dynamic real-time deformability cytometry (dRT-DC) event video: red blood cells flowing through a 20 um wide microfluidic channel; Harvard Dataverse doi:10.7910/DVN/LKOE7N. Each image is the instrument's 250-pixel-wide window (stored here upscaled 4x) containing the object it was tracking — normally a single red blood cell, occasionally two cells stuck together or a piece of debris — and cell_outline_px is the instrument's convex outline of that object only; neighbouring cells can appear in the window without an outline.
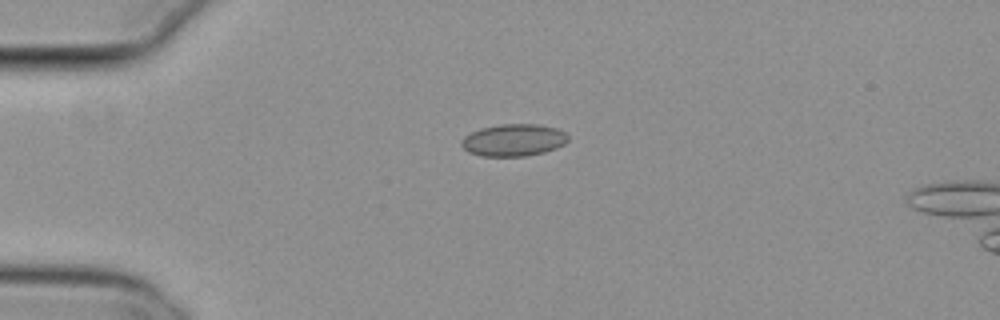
{"species": "common noctule bat (a hibernating species)", "species_latin": "Nyctalus noctula", "temperature_condition": "cold", "stored_images_in_passage": 42, "camera_frame_rate_fps": 3000, "um_per_image_px": 0.085, "animal": {"sex": "female", "body_mass_g": 29.2, "forearm_length_mm": 56.3}, "frame": {"image": 1, "passage_image": 1, "time_ms": 0.0, "image_size_px": [1000, 320], "cell_outline_px": [[568, 140], [564, 144], [556, 148], [544, 152], [524, 156], [480, 156], [468, 152], [460, 144], [460, 140], [464, 136], [480, 128], [500, 124], [540, 124], [556, 128], [564, 132], [568, 136]], "centroid_in_image_um": [43.63, 11.9], "position_along_channel_um": 41.4, "area_um2": 20.06}}
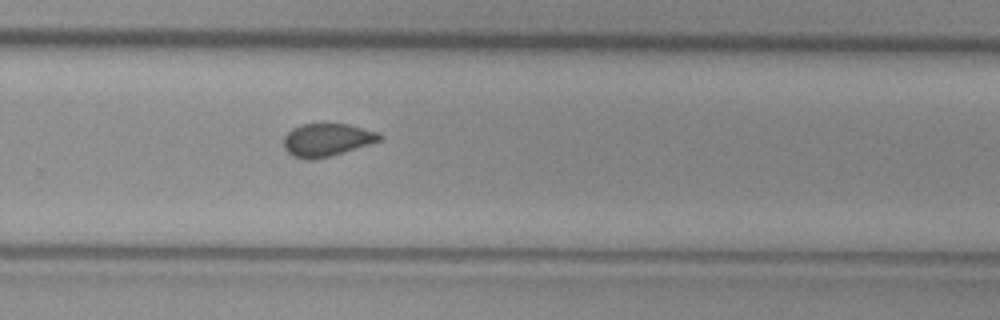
{"frame": {"image": 2, "passage_image": 24, "time_ms": 7.667, "image_size_px": [1000, 320], "cell_outline_px": [[384, 136], [380, 140], [332, 156], [316, 160], [304, 160], [292, 156], [284, 148], [284, 136], [292, 128], [300, 124], [348, 124], [380, 132]], "centroid_in_image_um": [27.77, 11.9], "position_along_channel_um": 302.0, "area_um2": 18.55}}
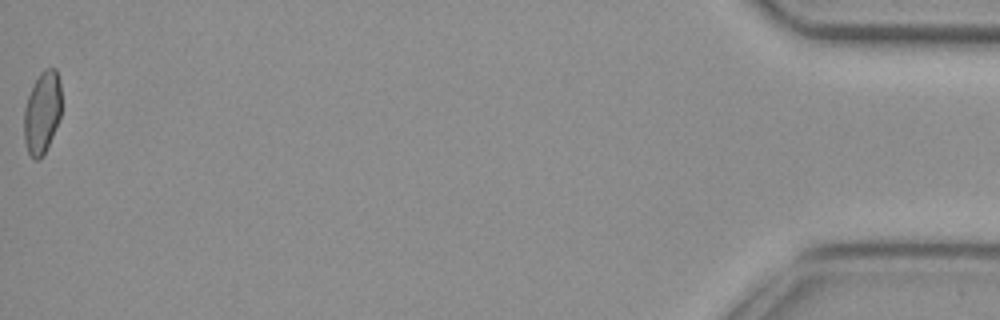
{"frame": {"image": 3, "passage_image": 42, "time_ms": 13.667, "image_size_px": [1000, 320], "cell_outline_px": [[60, 116], [52, 136], [40, 160], [36, 160], [28, 152], [24, 140], [24, 108], [28, 96], [40, 72], [44, 68], [56, 68], [60, 80]], "centroid_in_image_um": [3.57, 9.53], "position_along_channel_um": 431.6, "area_um2": 17.69}, "authors_computed_cell_mechanics": {"area_um2": 18.5827, "velocity_mm_per_s": 3.8083, "shape_relaxation_time_tau1_ms": null, "shape_relaxation_time_tau2_ms": 2.3403, "deformation_change_tau1": null, "deformation_change_tau2": 0.0472}}